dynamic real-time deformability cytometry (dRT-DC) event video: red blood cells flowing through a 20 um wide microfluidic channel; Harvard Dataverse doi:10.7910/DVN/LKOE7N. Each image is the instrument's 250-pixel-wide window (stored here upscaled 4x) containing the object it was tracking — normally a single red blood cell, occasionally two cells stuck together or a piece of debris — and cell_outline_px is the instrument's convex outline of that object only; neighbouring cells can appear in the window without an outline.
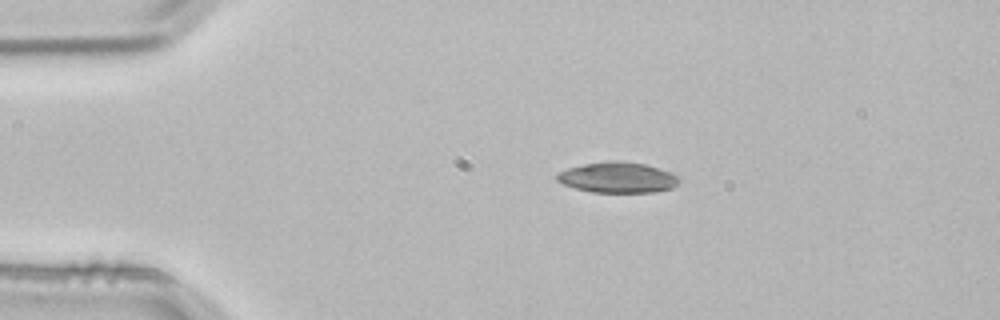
{"species": "common noctule bat (a hibernating species)", "species_latin": "Nyctalus noctula", "temperature_condition": "room temperature", "stored_images_in_passage": 3, "segment_of_instrument_passage": [1, 2], "camera_frame_rate_fps": 3000, "um_per_image_px": 0.085, "animal": {"sex": "male", "body_mass_g": 21.5, "forearm_length_mm": 52.0}, "frame": {"image": 1, "passage_image": 1, "time_ms": 0.0, "image_size_px": [1000, 320], "cell_outline_px": [[680, 180], [672, 188], [656, 192], [592, 192], [576, 188], [564, 184], [556, 180], [556, 172], [568, 168], [584, 164], [612, 160], [616, 160], [644, 164], [668, 172], [676, 176]], "centroid_in_image_um": [52.45, 15.09], "position_along_channel_um": 32.5, "area_um2": 21.56}}